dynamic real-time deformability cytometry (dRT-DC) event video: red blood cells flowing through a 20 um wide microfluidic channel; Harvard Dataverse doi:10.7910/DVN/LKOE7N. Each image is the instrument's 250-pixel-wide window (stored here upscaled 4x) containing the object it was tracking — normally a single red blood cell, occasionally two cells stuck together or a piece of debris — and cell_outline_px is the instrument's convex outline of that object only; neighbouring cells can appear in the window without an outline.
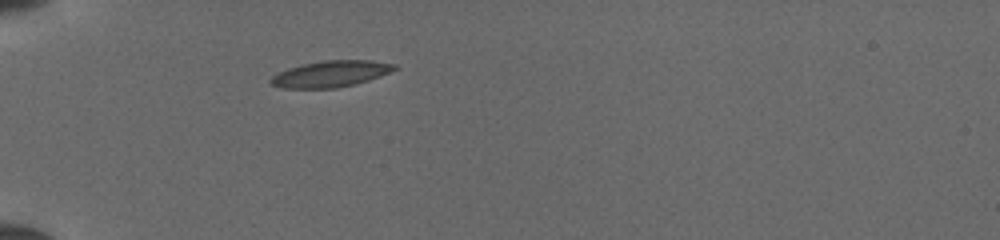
{"species": "common noctule bat (a hibernating species)", "species_latin": "Nyctalus noctula", "temperature_condition": "cold", "stored_images_in_passage": 35, "camera_frame_rate_fps": 3000, "um_per_image_px": 0.085, "animal": {"sex": "female", "body_mass_g": 19.5, "forearm_length_mm": 54.1}, "frame": {"image": 1, "passage_image": 1, "time_ms": 0.0, "image_size_px": [1000, 240], "cell_outline_px": [[396, 68], [380, 76], [356, 84], [336, 88], [280, 88], [268, 84], [268, 80], [272, 76], [288, 68], [304, 64], [324, 60], [372, 60], [396, 64]], "centroid_in_image_um": [28.07, 6.29], "position_along_channel_um": 56.9, "area_um2": 18.96}}
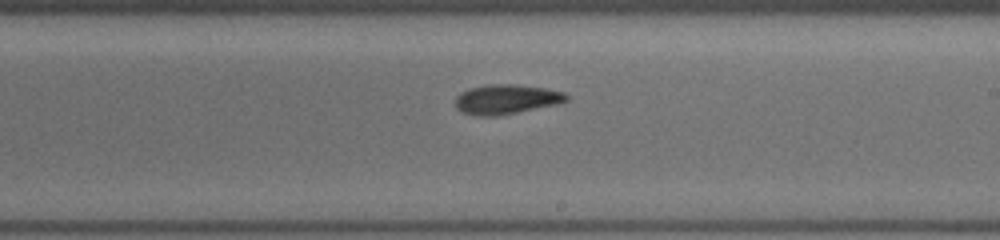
{"frame": {"image": 2, "passage_image": 16, "time_ms": 5.0, "image_size_px": [1000, 240], "cell_outline_px": [[568, 100], [556, 104], [496, 116], [476, 116], [460, 112], [456, 108], [456, 96], [460, 92], [468, 88], [488, 84], [516, 84], [544, 88], [564, 92], [568, 96]], "centroid_in_image_um": [42.98, 8.43], "position_along_channel_um": 246.0, "area_um2": 19.19}}
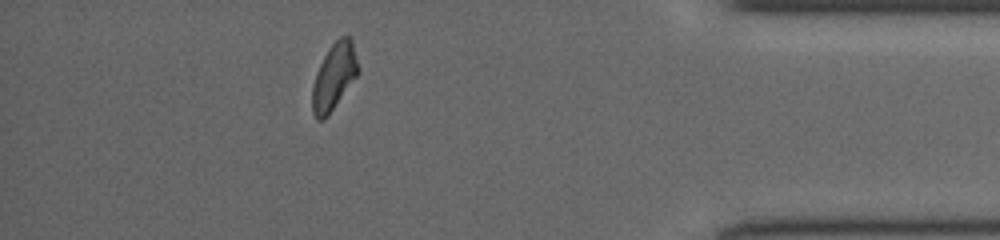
{"frame": {"image": 3, "passage_image": 30, "time_ms": 9.667, "image_size_px": [1000, 240], "cell_outline_px": [[360, 72], [328, 116], [324, 120], [316, 120], [312, 112], [312, 84], [316, 72], [328, 48], [340, 36], [352, 36], [360, 68]], "centroid_in_image_um": [28.41, 6.5], "position_along_channel_um": 406.8, "area_um2": 18.21}}